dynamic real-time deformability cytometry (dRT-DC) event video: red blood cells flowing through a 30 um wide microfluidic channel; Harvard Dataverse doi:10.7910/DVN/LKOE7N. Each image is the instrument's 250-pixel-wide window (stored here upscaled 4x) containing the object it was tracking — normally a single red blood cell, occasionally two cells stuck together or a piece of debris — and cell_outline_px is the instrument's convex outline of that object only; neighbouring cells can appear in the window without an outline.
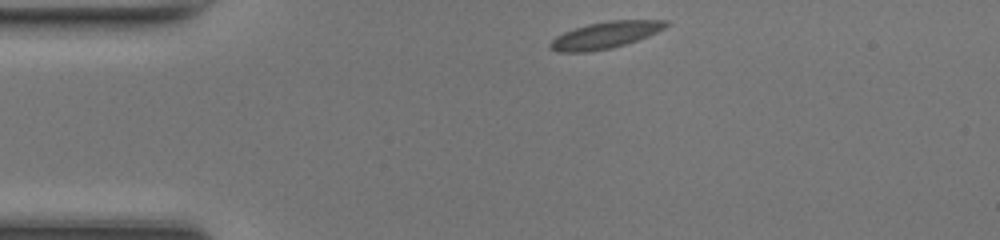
{"species": "common noctule bat (a hibernating species)", "species_latin": "Nyctalus noctula", "temperature_condition": "room temperature", "stored_images_in_passage": 40, "camera_frame_rate_fps": 3000, "um_per_image_px": 0.085, "animal": {"sex": "female", "body_mass_g": 17.0, "forearm_length_mm": 48.0}, "frame": {"image": 1, "passage_image": 1, "time_ms": 0.0, "image_size_px": [1000, 240], "cell_outline_px": [[668, 24], [664, 28], [648, 36], [612, 48], [588, 52], [556, 52], [548, 48], [548, 44], [556, 36], [564, 32], [588, 24], [608, 20], [668, 20]], "centroid_in_image_um": [51.4, 2.99], "position_along_channel_um": 33.6, "area_um2": 17.98}}
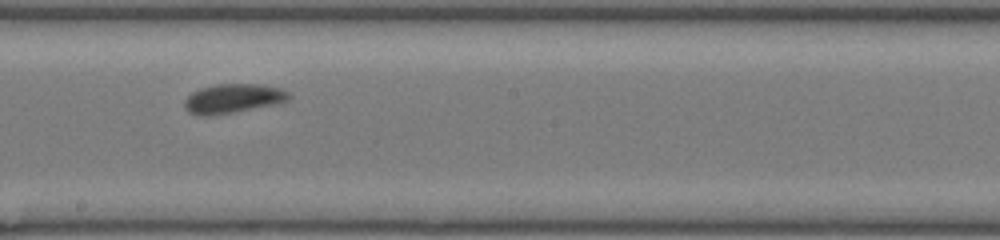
{"frame": {"image": 2, "passage_image": 18, "time_ms": 5.667, "image_size_px": [1000, 240], "cell_outline_px": [[292, 96], [288, 100], [272, 104], [232, 112], [208, 116], [196, 116], [188, 112], [184, 108], [184, 100], [192, 92], [200, 88], [216, 84], [260, 84], [280, 88], [288, 92]], "centroid_in_image_um": [19.75, 8.37], "position_along_channel_um": 228.5, "area_um2": 17.69}}
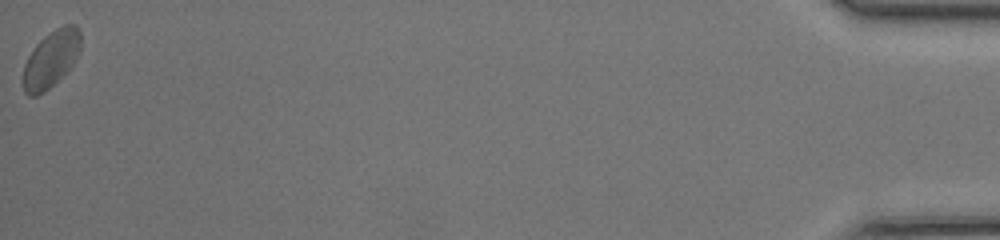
{"frame": {"image": 3, "passage_image": 40, "time_ms": 13.0, "image_size_px": [1000, 240], "cell_outline_px": [[80, 52], [72, 64], [44, 92], [36, 96], [28, 96], [24, 92], [24, 64], [32, 48], [44, 36], [56, 28], [64, 24], [76, 24], [80, 28]], "centroid_in_image_um": [4.34, 4.97], "position_along_channel_um": 430.9, "area_um2": 18.84}, "authors_computed_cell_mechanics": {"area_um2": 17.4845, "velocity_mm_per_s": 4.2209, "shape_relaxation_time_tau1_ms": 3.5727, "shape_relaxation_time_tau2_ms": 1.8808, "deformation_change_tau1": 0.1076, "deformation_change_tau2": 0.0587}}